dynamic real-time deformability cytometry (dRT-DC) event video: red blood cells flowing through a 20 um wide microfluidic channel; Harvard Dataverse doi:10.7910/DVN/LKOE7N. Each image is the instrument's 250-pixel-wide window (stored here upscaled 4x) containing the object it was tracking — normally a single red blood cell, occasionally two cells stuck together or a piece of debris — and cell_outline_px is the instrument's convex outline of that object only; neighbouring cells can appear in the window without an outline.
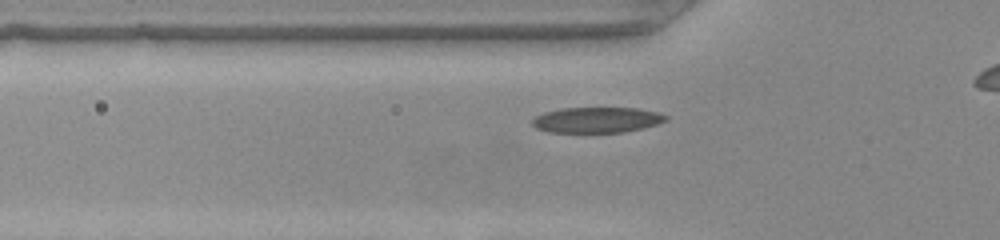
{"species": "common noctule bat (a hibernating species)", "species_latin": "Nyctalus noctula", "temperature_condition": "warm", "stored_images_in_passage": 33, "camera_frame_rate_fps": 3000, "um_per_image_px": 0.085, "animal": {"sex": "female", "body_mass_g": 22.0, "forearm_length_mm": 56.7}, "frame": {"image": 1, "passage_image": 9, "time_ms": 2.667, "image_size_px": [1000, 240], "cell_outline_px": [[668, 120], [644, 128], [624, 132], [548, 132], [536, 128], [532, 124], [532, 120], [536, 116], [544, 112], [560, 108], [636, 108], [660, 112], [668, 116]], "centroid_in_image_um": [50.75, 10.19], "position_along_channel_um": 75.0, "area_um2": 20.0}}
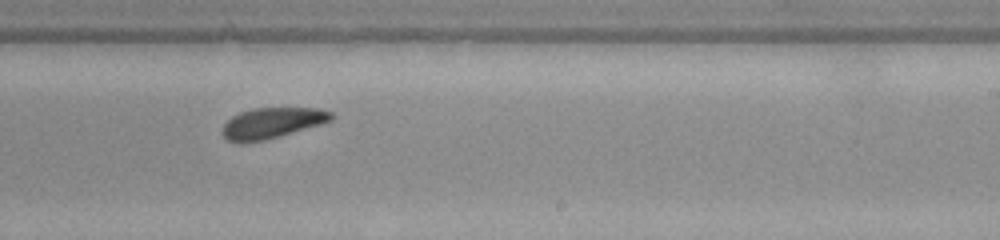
{"frame": {"image": 2, "passage_image": 23, "time_ms": 7.333, "image_size_px": [1000, 240], "cell_outline_px": [[332, 120], [320, 124], [264, 140], [244, 144], [240, 144], [228, 140], [220, 132], [224, 124], [232, 116], [240, 112], [252, 108], [320, 108], [332, 112]], "centroid_in_image_um": [23.06, 10.46], "position_along_channel_um": 265.9, "area_um2": 19.48}}
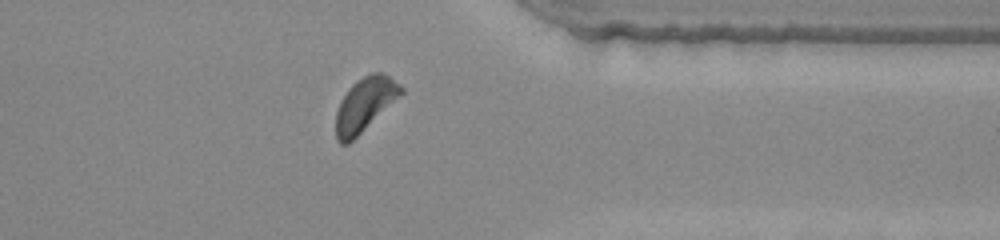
{"frame": {"image": 3, "passage_image": 32, "time_ms": 10.333, "image_size_px": [1000, 240], "cell_outline_px": [[404, 92], [348, 144], [340, 144], [336, 140], [336, 112], [348, 88], [356, 80], [372, 72], [380, 72], [388, 76], [400, 84], [404, 88]], "centroid_in_image_um": [31.01, 8.87], "position_along_channel_um": 380.4, "area_um2": 20.0}}